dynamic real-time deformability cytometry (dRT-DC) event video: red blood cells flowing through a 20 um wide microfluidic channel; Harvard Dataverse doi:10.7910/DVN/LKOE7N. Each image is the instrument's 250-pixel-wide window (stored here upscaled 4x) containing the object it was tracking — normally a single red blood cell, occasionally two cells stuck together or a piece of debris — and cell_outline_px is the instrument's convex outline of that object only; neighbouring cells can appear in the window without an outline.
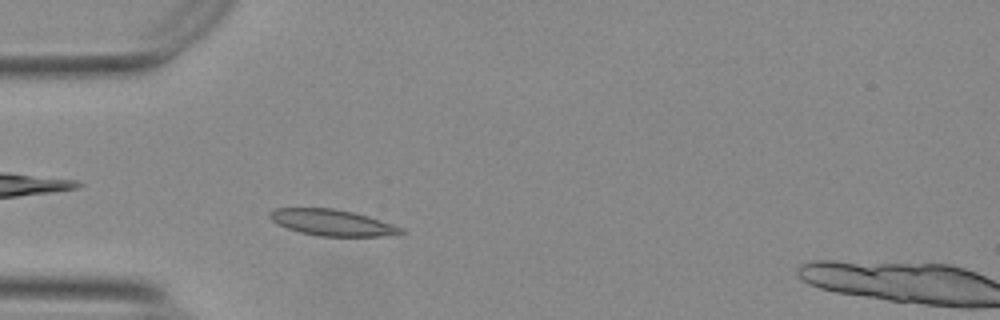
{"species": "Egyptian fruit bat (a non-hibernating species)", "species_latin": "Rousettus aegyptiacus", "temperature_condition": "warm", "stored_images_in_passage": 21, "camera_frame_rate_fps": 3000, "um_per_image_px": 0.085, "animal": {"sex": "female"}, "frame": {"image": 1, "passage_image": 8, "time_ms": 2.333, "image_size_px": [1000, 320], "cell_outline_px": [[404, 232], [380, 236], [320, 236], [300, 232], [288, 228], [272, 220], [268, 216], [268, 212], [276, 208], [332, 208], [352, 212], [368, 216], [392, 224], [400, 228]], "centroid_in_image_um": [28.18, 18.91], "position_along_channel_um": 56.8, "area_um2": 19.59}}
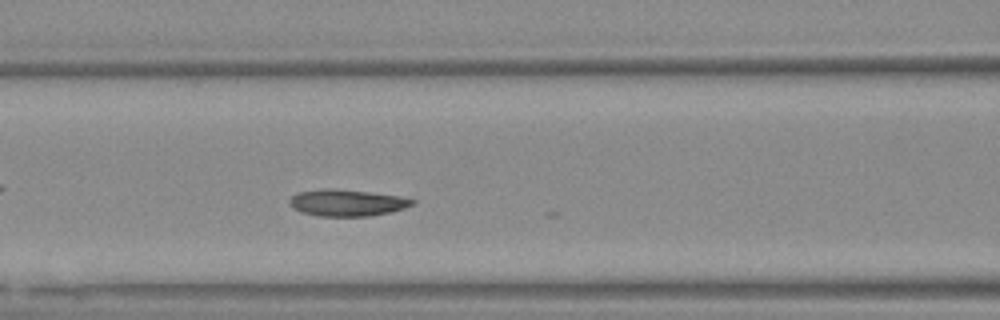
{"frame": {"image": 2, "passage_image": 15, "time_ms": 4.667, "image_size_px": [1000, 320], "cell_outline_px": [[416, 200], [412, 204], [404, 208], [392, 212], [372, 216], [316, 216], [300, 212], [292, 208], [292, 196], [300, 192], [368, 192], [400, 196]], "centroid_in_image_um": [29.6, 17.31], "position_along_channel_um": 137.0, "area_um2": 17.86}}
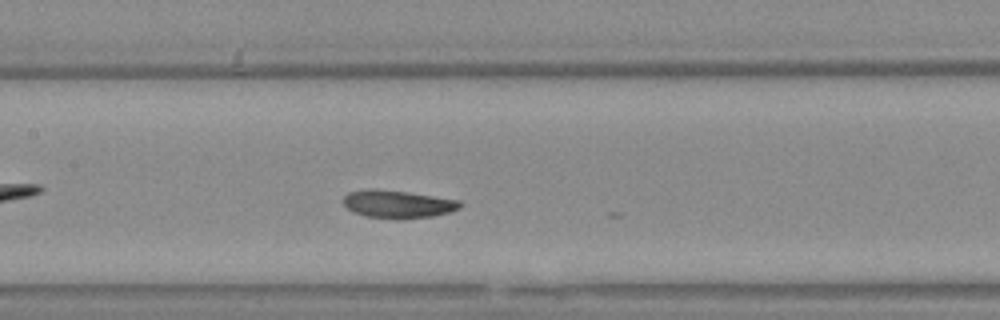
{"frame": {"image": 3, "passage_image": 18, "time_ms": 5.667, "image_size_px": [1000, 320], "cell_outline_px": [[464, 204], [460, 208], [448, 212], [432, 216], [364, 216], [348, 208], [344, 204], [344, 196], [348, 192], [408, 192], [460, 200]], "centroid_in_image_um": [33.93, 17.35], "position_along_channel_um": 173.5, "area_um2": 17.17}}